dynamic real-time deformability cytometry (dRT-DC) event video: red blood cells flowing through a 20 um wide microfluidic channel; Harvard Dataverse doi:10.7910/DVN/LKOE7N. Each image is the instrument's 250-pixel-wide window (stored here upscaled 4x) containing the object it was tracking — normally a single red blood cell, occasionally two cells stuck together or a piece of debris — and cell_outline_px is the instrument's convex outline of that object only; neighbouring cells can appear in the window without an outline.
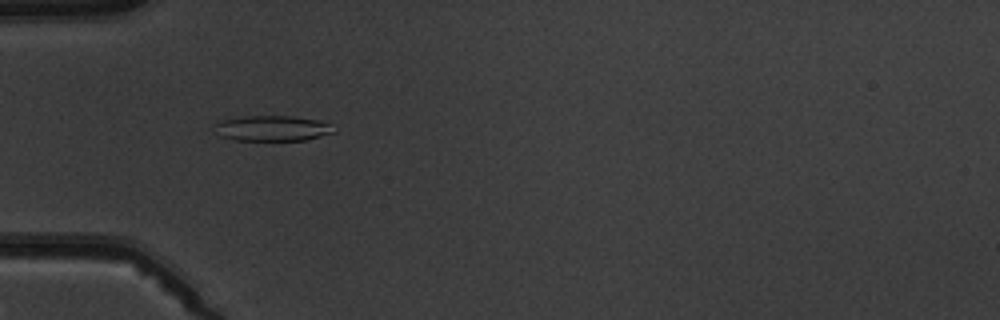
{"species": "common noctule bat (a hibernating species)", "species_latin": "Nyctalus noctula", "temperature_condition": "warm", "stored_images_in_passage": 6, "camera_frame_rate_fps": 3000, "um_per_image_px": 0.085, "animal": {"sex": "male", "body_mass_g": 19.5, "forearm_length_mm": 54.6}, "frame": {"image": 1, "passage_image": 6, "time_ms": 5.667, "image_size_px": [1000, 320], "cell_outline_px": [[336, 132], [308, 140], [236, 140], [220, 136], [212, 124], [224, 120], [244, 116], [288, 116], [320, 120], [328, 124]], "centroid_in_image_um": [23.15, 10.91], "position_along_channel_um": 61.9, "area_um2": 17.57}}